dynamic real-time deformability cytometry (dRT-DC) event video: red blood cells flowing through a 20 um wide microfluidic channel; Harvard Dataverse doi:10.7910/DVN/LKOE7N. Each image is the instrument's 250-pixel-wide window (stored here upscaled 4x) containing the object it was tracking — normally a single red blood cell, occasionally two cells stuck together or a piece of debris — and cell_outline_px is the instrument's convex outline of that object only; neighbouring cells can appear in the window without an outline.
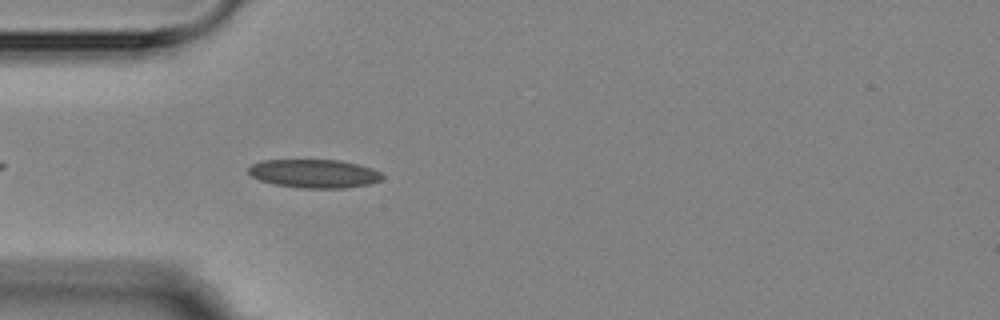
{"species": "Egyptian fruit bat (a non-hibernating species)", "species_latin": "Rousettus aegyptiacus", "temperature_condition": "room temperature", "stored_images_in_passage": 5, "camera_frame_rate_fps": 3000, "um_per_image_px": 0.085, "animal": {"sex": "female"}, "frame": {"image": 1, "passage_image": 5, "time_ms": 4.667, "image_size_px": [1000, 320], "cell_outline_px": [[384, 176], [380, 180], [368, 184], [344, 188], [304, 188], [276, 184], [260, 180], [252, 176], [248, 172], [248, 168], [252, 164], [264, 160], [340, 160], [372, 168], [380, 172]], "centroid_in_image_um": [26.71, 14.75], "position_along_channel_um": 58.3, "area_um2": 22.02}}